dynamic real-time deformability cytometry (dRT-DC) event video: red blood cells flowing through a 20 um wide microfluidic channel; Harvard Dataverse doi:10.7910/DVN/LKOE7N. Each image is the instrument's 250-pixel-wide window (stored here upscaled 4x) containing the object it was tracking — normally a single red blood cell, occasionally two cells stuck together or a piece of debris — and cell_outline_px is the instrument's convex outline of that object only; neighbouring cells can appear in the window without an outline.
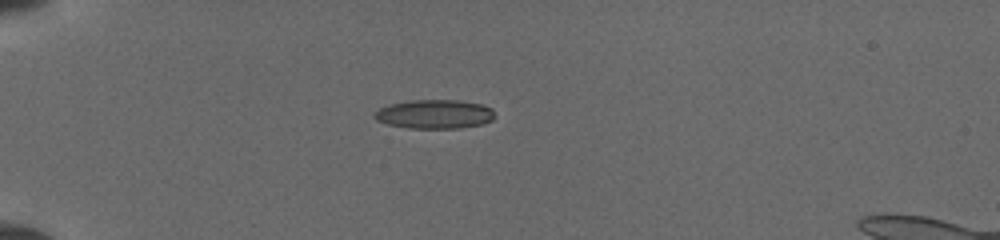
{"species": "common noctule bat (a hibernating species)", "species_latin": "Nyctalus noctula", "temperature_condition": "cold", "stored_images_in_passage": 4, "camera_frame_rate_fps": 3000, "um_per_image_px": 0.085, "animal": {"sex": "female", "body_mass_g": 19.5, "forearm_length_mm": 54.1}, "frame": {"image": 1, "passage_image": 1, "time_ms": 0.0, "image_size_px": [1000, 240], "cell_outline_px": [[496, 116], [492, 120], [484, 124], [460, 128], [408, 128], [388, 124], [376, 120], [372, 116], [372, 112], [388, 104], [408, 100], [460, 100], [484, 104], [492, 108]], "centroid_in_image_um": [36.95, 9.69], "position_along_channel_um": 48.1, "area_um2": 20.75}}